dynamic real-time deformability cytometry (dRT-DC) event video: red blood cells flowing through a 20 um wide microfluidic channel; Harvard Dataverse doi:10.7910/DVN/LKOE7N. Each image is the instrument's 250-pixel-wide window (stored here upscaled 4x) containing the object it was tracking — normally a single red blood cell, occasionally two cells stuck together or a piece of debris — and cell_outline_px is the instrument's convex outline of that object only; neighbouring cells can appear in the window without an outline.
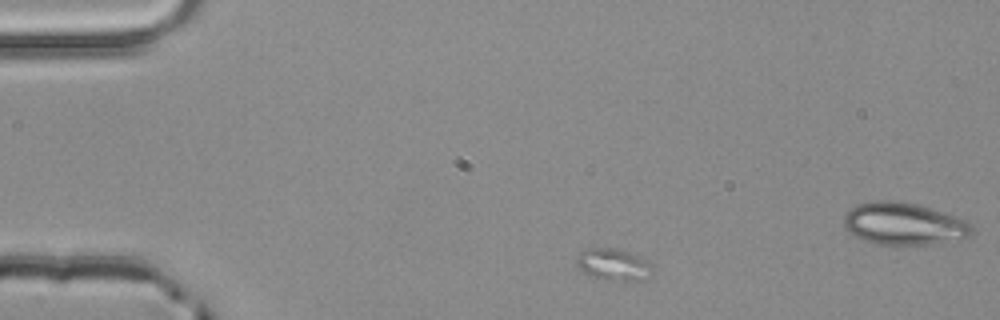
{"species": "common noctule bat (a hibernating species)", "species_latin": "Nyctalus noctula", "temperature_condition": "room temperature", "stored_images_in_passage": 5, "segment_of_instrument_passage": [2, 2], "camera_frame_rate_fps": 3000, "um_per_image_px": 0.085, "animal": {"sex": "male", "body_mass_g": 20.4}, "frame": {"image": 1, "passage_image": 5, "time_ms": 1.333, "image_size_px": [1000, 320], "cell_outline_px": [[652, 276], [644, 280], [624, 280], [592, 276], [584, 272], [576, 264], [576, 260], [580, 252], [588, 248], [616, 248], [632, 252], [648, 260], [652, 268]], "centroid_in_image_um": [52.2, 22.45], "position_along_channel_um": 32.8, "area_um2": 13.99}}